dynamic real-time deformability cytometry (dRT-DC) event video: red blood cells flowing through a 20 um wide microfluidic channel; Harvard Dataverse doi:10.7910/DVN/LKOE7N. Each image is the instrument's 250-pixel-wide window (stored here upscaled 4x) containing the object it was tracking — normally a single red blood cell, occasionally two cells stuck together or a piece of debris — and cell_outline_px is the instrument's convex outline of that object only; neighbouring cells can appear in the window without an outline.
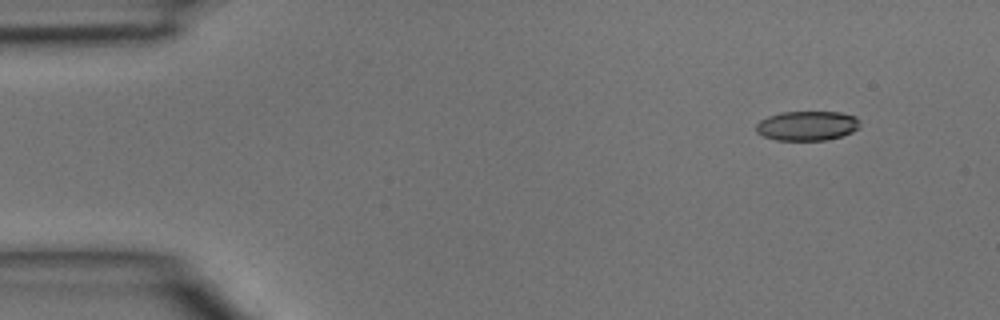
{"species": "common noctule bat (a hibernating species)", "species_latin": "Nyctalus noctula", "temperature_condition": "room temperature", "stored_images_in_passage": 4, "camera_frame_rate_fps": 3000, "um_per_image_px": 0.085, "animal": {"sex": "male", "body_mass_g": 15.6}, "frame": {"image": 1, "passage_image": 1, "time_ms": 0.0, "image_size_px": [1000, 320], "cell_outline_px": [[860, 128], [852, 132], [828, 140], [776, 140], [764, 136], [756, 132], [756, 124], [760, 120], [768, 116], [780, 112], [840, 112], [856, 116], [860, 120]], "centroid_in_image_um": [68.63, 10.68], "position_along_channel_um": 16.4, "area_um2": 18.03}}
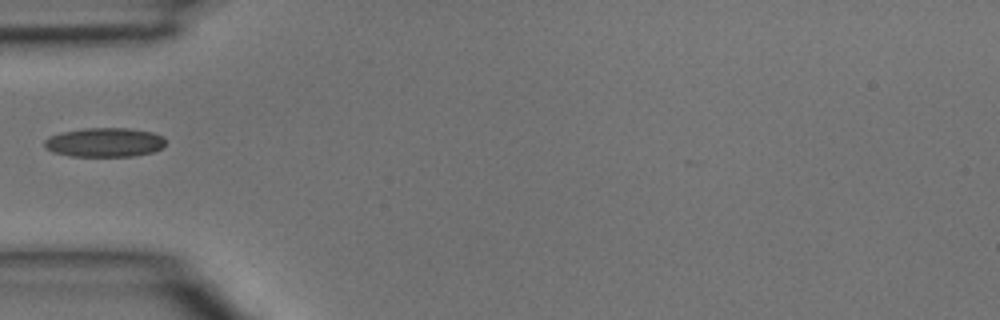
{"frame": {"image": 2, "passage_image": 4, "time_ms": 1.0, "image_size_px": [1000, 320], "cell_outline_px": [[164, 144], [160, 148], [152, 152], [132, 156], [68, 156], [52, 152], [44, 148], [44, 140], [48, 136], [60, 132], [84, 128], [128, 128], [152, 132], [164, 136]], "centroid_in_image_um": [8.83, 12.09], "position_along_channel_um": 76.2, "area_um2": 20.75}}